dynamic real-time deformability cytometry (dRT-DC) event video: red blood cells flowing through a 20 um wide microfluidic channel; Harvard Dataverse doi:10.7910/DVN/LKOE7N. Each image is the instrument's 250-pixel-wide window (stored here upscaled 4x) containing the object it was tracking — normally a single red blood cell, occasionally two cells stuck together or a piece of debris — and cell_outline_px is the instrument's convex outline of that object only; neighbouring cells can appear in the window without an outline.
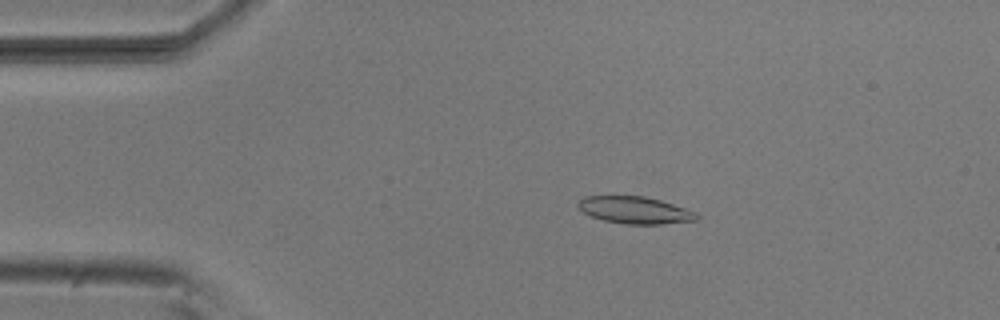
{"species": "common noctule bat (a hibernating species)", "species_latin": "Nyctalus noctula", "temperature_condition": "room temperature", "stored_images_in_passage": 4, "camera_frame_rate_fps": 3000, "um_per_image_px": 0.085, "animal": {"sex": "male", "body_mass_g": 20.5, "forearm_length_mm": 52.5}, "frame": {"image": 1, "passage_image": 2, "time_ms": 0.333, "image_size_px": [1000, 320], "cell_outline_px": [[700, 216], [696, 220], [660, 224], [624, 224], [604, 220], [592, 216], [584, 212], [576, 204], [584, 196], [644, 196], [660, 200], [696, 212]], "centroid_in_image_um": [53.97, 17.86], "position_along_channel_um": 31.0, "area_um2": 18.5}}
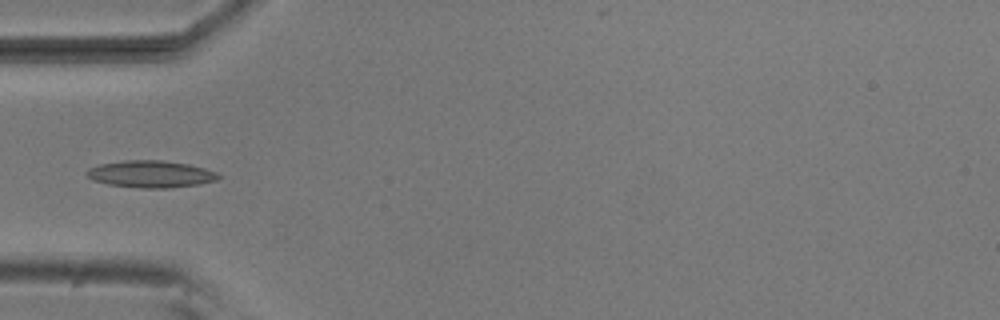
{"frame": {"image": 2, "passage_image": 4, "time_ms": 1.0, "image_size_px": [1000, 320], "cell_outline_px": [[224, 176], [216, 180], [200, 184], [168, 188], [140, 188], [108, 184], [92, 180], [84, 172], [88, 168], [100, 164], [124, 160], [160, 160], [188, 164], [204, 168], [216, 172]], "centroid_in_image_um": [12.82, 14.8], "position_along_channel_um": 72.2, "area_um2": 20.81}}